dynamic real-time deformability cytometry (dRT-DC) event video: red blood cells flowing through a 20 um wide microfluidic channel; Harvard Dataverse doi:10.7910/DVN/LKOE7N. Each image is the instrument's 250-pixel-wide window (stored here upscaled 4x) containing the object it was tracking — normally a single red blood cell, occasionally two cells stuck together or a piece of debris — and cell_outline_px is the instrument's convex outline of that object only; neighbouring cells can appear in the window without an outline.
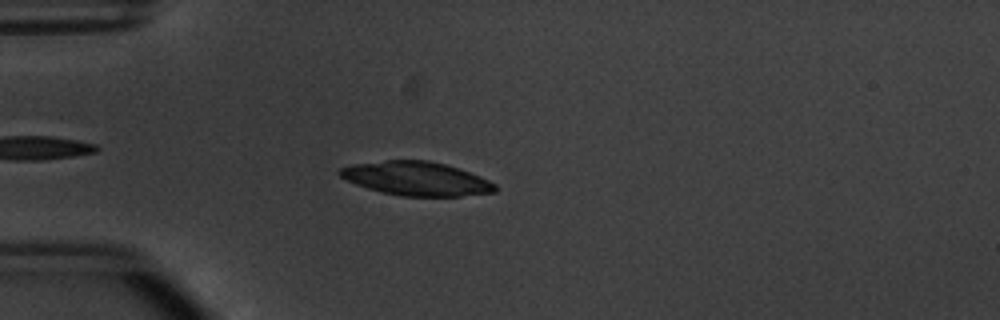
{"species": "common noctule bat (a hibernating species)", "species_latin": "Nyctalus noctula", "temperature_condition": "warm", "stored_images_in_passage": 50, "camera_frame_rate_fps": 3000, "um_per_image_px": 0.085, "animal": {"sex": "male", "body_mass_g": 20.1, "forearm_length_mm": 53.5}, "frame": {"image": 1, "passage_image": 15, "time_ms": 4.667, "image_size_px": [1000, 320], "cell_outline_px": [[496, 192], [460, 196], [400, 196], [368, 188], [356, 184], [340, 176], [336, 172], [340, 168], [352, 164], [388, 160], [428, 160], [444, 164], [480, 176], [496, 184]], "centroid_in_image_um": [35.38, 15.18], "position_along_channel_um": 49.6, "area_um2": 30.35}}